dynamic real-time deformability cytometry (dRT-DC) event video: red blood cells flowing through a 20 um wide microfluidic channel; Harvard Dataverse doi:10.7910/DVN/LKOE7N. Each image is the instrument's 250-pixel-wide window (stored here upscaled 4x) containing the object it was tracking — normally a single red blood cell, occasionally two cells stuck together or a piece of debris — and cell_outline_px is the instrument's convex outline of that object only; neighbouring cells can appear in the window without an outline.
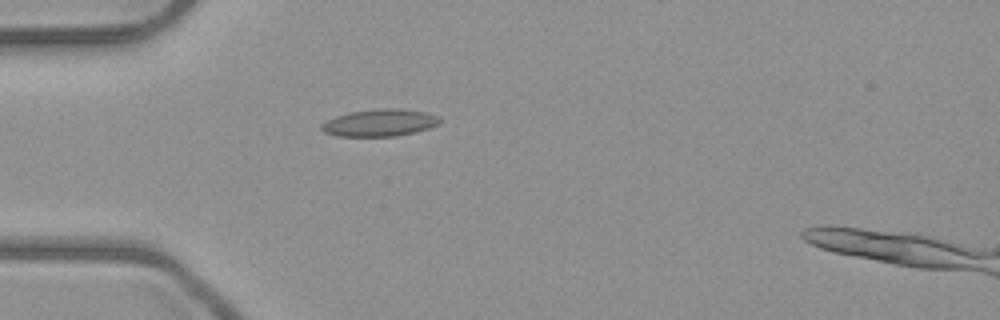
{"species": "common noctule bat (a hibernating species)", "species_latin": "Nyctalus noctula", "temperature_condition": "room temperature", "stored_images_in_passage": 1, "camera_frame_rate_fps": 3000, "um_per_image_px": 0.085, "animal": {"sex": "male", "body_mass_g": 23.1, "forearm_length_mm": 52.7}, "frame": {"image": 1, "passage_image": 1, "time_ms": 0.0, "image_size_px": [1000, 320], "cell_outline_px": [[440, 124], [416, 132], [396, 136], [336, 136], [324, 132], [320, 128], [320, 124], [336, 116], [352, 112], [380, 108], [396, 108], [424, 112], [436, 116], [440, 120]], "centroid_in_image_um": [32.26, 10.44], "position_along_channel_um": 52.7, "area_um2": 18.55}}